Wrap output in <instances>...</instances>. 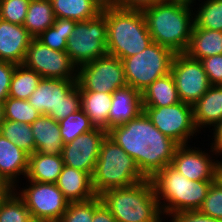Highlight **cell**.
<instances>
[{
    "instance_id": "9a60e30c",
    "label": "cell",
    "mask_w": 222,
    "mask_h": 222,
    "mask_svg": "<svg viewBox=\"0 0 222 222\" xmlns=\"http://www.w3.org/2000/svg\"><path fill=\"white\" fill-rule=\"evenodd\" d=\"M107 132L94 128L81 134L70 143L64 144L62 159L64 165L93 175L99 157L100 147Z\"/></svg>"
},
{
    "instance_id": "1f68e13d",
    "label": "cell",
    "mask_w": 222,
    "mask_h": 222,
    "mask_svg": "<svg viewBox=\"0 0 222 222\" xmlns=\"http://www.w3.org/2000/svg\"><path fill=\"white\" fill-rule=\"evenodd\" d=\"M193 28L222 31V0L203 2L201 8L194 13Z\"/></svg>"
},
{
    "instance_id": "cb8c5ba5",
    "label": "cell",
    "mask_w": 222,
    "mask_h": 222,
    "mask_svg": "<svg viewBox=\"0 0 222 222\" xmlns=\"http://www.w3.org/2000/svg\"><path fill=\"white\" fill-rule=\"evenodd\" d=\"M184 53L196 60L222 54V31L193 28Z\"/></svg>"
},
{
    "instance_id": "4316f807",
    "label": "cell",
    "mask_w": 222,
    "mask_h": 222,
    "mask_svg": "<svg viewBox=\"0 0 222 222\" xmlns=\"http://www.w3.org/2000/svg\"><path fill=\"white\" fill-rule=\"evenodd\" d=\"M56 18L77 22L96 18L103 9L98 0H50Z\"/></svg>"
},
{
    "instance_id": "f6af8a7d",
    "label": "cell",
    "mask_w": 222,
    "mask_h": 222,
    "mask_svg": "<svg viewBox=\"0 0 222 222\" xmlns=\"http://www.w3.org/2000/svg\"><path fill=\"white\" fill-rule=\"evenodd\" d=\"M214 182L217 183L220 187H222V161L219 160H217L215 166Z\"/></svg>"
},
{
    "instance_id": "5bb4252c",
    "label": "cell",
    "mask_w": 222,
    "mask_h": 222,
    "mask_svg": "<svg viewBox=\"0 0 222 222\" xmlns=\"http://www.w3.org/2000/svg\"><path fill=\"white\" fill-rule=\"evenodd\" d=\"M170 72L180 101L192 106L211 86L201 61L192 59L185 53H175Z\"/></svg>"
},
{
    "instance_id": "c3c4849f",
    "label": "cell",
    "mask_w": 222,
    "mask_h": 222,
    "mask_svg": "<svg viewBox=\"0 0 222 222\" xmlns=\"http://www.w3.org/2000/svg\"><path fill=\"white\" fill-rule=\"evenodd\" d=\"M28 222H51V221H48V220H45V219H39V218H33L31 217Z\"/></svg>"
},
{
    "instance_id": "ab89813d",
    "label": "cell",
    "mask_w": 222,
    "mask_h": 222,
    "mask_svg": "<svg viewBox=\"0 0 222 222\" xmlns=\"http://www.w3.org/2000/svg\"><path fill=\"white\" fill-rule=\"evenodd\" d=\"M15 64L0 61V102L9 97L11 78L14 73Z\"/></svg>"
},
{
    "instance_id": "b9f144b4",
    "label": "cell",
    "mask_w": 222,
    "mask_h": 222,
    "mask_svg": "<svg viewBox=\"0 0 222 222\" xmlns=\"http://www.w3.org/2000/svg\"><path fill=\"white\" fill-rule=\"evenodd\" d=\"M92 222H116L110 210L102 202L100 196H95V212Z\"/></svg>"
},
{
    "instance_id": "4fadbf2b",
    "label": "cell",
    "mask_w": 222,
    "mask_h": 222,
    "mask_svg": "<svg viewBox=\"0 0 222 222\" xmlns=\"http://www.w3.org/2000/svg\"><path fill=\"white\" fill-rule=\"evenodd\" d=\"M28 182H30L28 188L16 193L27 206L31 217L58 222L66 211L69 201L57 184L29 180Z\"/></svg>"
},
{
    "instance_id": "3957f363",
    "label": "cell",
    "mask_w": 222,
    "mask_h": 222,
    "mask_svg": "<svg viewBox=\"0 0 222 222\" xmlns=\"http://www.w3.org/2000/svg\"><path fill=\"white\" fill-rule=\"evenodd\" d=\"M107 22V53L123 60L147 48L152 42L142 11L110 4L101 12Z\"/></svg>"
},
{
    "instance_id": "9c48e42d",
    "label": "cell",
    "mask_w": 222,
    "mask_h": 222,
    "mask_svg": "<svg viewBox=\"0 0 222 222\" xmlns=\"http://www.w3.org/2000/svg\"><path fill=\"white\" fill-rule=\"evenodd\" d=\"M107 22L100 13L96 18L76 22L67 40L66 53L77 66L107 55Z\"/></svg>"
},
{
    "instance_id": "7dc6e473",
    "label": "cell",
    "mask_w": 222,
    "mask_h": 222,
    "mask_svg": "<svg viewBox=\"0 0 222 222\" xmlns=\"http://www.w3.org/2000/svg\"><path fill=\"white\" fill-rule=\"evenodd\" d=\"M4 120H5V118H4V107H3V103L0 102V128H1V125H2Z\"/></svg>"
},
{
    "instance_id": "7a4b0ae2",
    "label": "cell",
    "mask_w": 222,
    "mask_h": 222,
    "mask_svg": "<svg viewBox=\"0 0 222 222\" xmlns=\"http://www.w3.org/2000/svg\"><path fill=\"white\" fill-rule=\"evenodd\" d=\"M191 4L184 0H164L144 9L142 12L153 42L174 53H184L194 26Z\"/></svg>"
},
{
    "instance_id": "816d5d0a",
    "label": "cell",
    "mask_w": 222,
    "mask_h": 222,
    "mask_svg": "<svg viewBox=\"0 0 222 222\" xmlns=\"http://www.w3.org/2000/svg\"><path fill=\"white\" fill-rule=\"evenodd\" d=\"M184 1L191 2L192 4L195 3L194 0H184ZM195 1H196V0H195Z\"/></svg>"
},
{
    "instance_id": "d4e9b609",
    "label": "cell",
    "mask_w": 222,
    "mask_h": 222,
    "mask_svg": "<svg viewBox=\"0 0 222 222\" xmlns=\"http://www.w3.org/2000/svg\"><path fill=\"white\" fill-rule=\"evenodd\" d=\"M112 104V93L81 91V109L90 118L94 128L108 132V115Z\"/></svg>"
},
{
    "instance_id": "7402d4cb",
    "label": "cell",
    "mask_w": 222,
    "mask_h": 222,
    "mask_svg": "<svg viewBox=\"0 0 222 222\" xmlns=\"http://www.w3.org/2000/svg\"><path fill=\"white\" fill-rule=\"evenodd\" d=\"M36 152L61 154L64 147L59 122L47 115H41L31 124Z\"/></svg>"
},
{
    "instance_id": "836d02e7",
    "label": "cell",
    "mask_w": 222,
    "mask_h": 222,
    "mask_svg": "<svg viewBox=\"0 0 222 222\" xmlns=\"http://www.w3.org/2000/svg\"><path fill=\"white\" fill-rule=\"evenodd\" d=\"M5 120L32 124L41 116L28 100L7 97L3 102Z\"/></svg>"
},
{
    "instance_id": "6da1fadb",
    "label": "cell",
    "mask_w": 222,
    "mask_h": 222,
    "mask_svg": "<svg viewBox=\"0 0 222 222\" xmlns=\"http://www.w3.org/2000/svg\"><path fill=\"white\" fill-rule=\"evenodd\" d=\"M107 136L133 158L141 174L149 179L171 165L179 146L162 134L144 111L129 122L111 127Z\"/></svg>"
},
{
    "instance_id": "ac0fdd59",
    "label": "cell",
    "mask_w": 222,
    "mask_h": 222,
    "mask_svg": "<svg viewBox=\"0 0 222 222\" xmlns=\"http://www.w3.org/2000/svg\"><path fill=\"white\" fill-rule=\"evenodd\" d=\"M143 111L141 93L131 86H125L112 93V104L108 115V126L129 122Z\"/></svg>"
},
{
    "instance_id": "7c38bea8",
    "label": "cell",
    "mask_w": 222,
    "mask_h": 222,
    "mask_svg": "<svg viewBox=\"0 0 222 222\" xmlns=\"http://www.w3.org/2000/svg\"><path fill=\"white\" fill-rule=\"evenodd\" d=\"M22 65L43 78L77 79V66L66 51L51 49L36 38L29 43Z\"/></svg>"
},
{
    "instance_id": "f546056e",
    "label": "cell",
    "mask_w": 222,
    "mask_h": 222,
    "mask_svg": "<svg viewBox=\"0 0 222 222\" xmlns=\"http://www.w3.org/2000/svg\"><path fill=\"white\" fill-rule=\"evenodd\" d=\"M75 20L56 18L53 26L42 32L36 39L43 45L58 51H66L67 40L76 25Z\"/></svg>"
},
{
    "instance_id": "277c9868",
    "label": "cell",
    "mask_w": 222,
    "mask_h": 222,
    "mask_svg": "<svg viewBox=\"0 0 222 222\" xmlns=\"http://www.w3.org/2000/svg\"><path fill=\"white\" fill-rule=\"evenodd\" d=\"M151 181L162 215L166 214L170 218L176 213L198 210L214 182L189 180L171 165L158 171ZM160 200H164V204Z\"/></svg>"
},
{
    "instance_id": "603a6c76",
    "label": "cell",
    "mask_w": 222,
    "mask_h": 222,
    "mask_svg": "<svg viewBox=\"0 0 222 222\" xmlns=\"http://www.w3.org/2000/svg\"><path fill=\"white\" fill-rule=\"evenodd\" d=\"M63 167L61 154H42L35 151L29 155L26 179L41 183H56Z\"/></svg>"
},
{
    "instance_id": "ffe728a7",
    "label": "cell",
    "mask_w": 222,
    "mask_h": 222,
    "mask_svg": "<svg viewBox=\"0 0 222 222\" xmlns=\"http://www.w3.org/2000/svg\"><path fill=\"white\" fill-rule=\"evenodd\" d=\"M56 184L69 202L86 201L96 196L92 186V176L66 165Z\"/></svg>"
},
{
    "instance_id": "8992f818",
    "label": "cell",
    "mask_w": 222,
    "mask_h": 222,
    "mask_svg": "<svg viewBox=\"0 0 222 222\" xmlns=\"http://www.w3.org/2000/svg\"><path fill=\"white\" fill-rule=\"evenodd\" d=\"M144 179L146 178L138 170L133 158L106 136L92 175V186L96 196L110 189L135 185Z\"/></svg>"
},
{
    "instance_id": "f1b7e54d",
    "label": "cell",
    "mask_w": 222,
    "mask_h": 222,
    "mask_svg": "<svg viewBox=\"0 0 222 222\" xmlns=\"http://www.w3.org/2000/svg\"><path fill=\"white\" fill-rule=\"evenodd\" d=\"M42 76L36 71L21 65H16L11 78L9 97L28 100L36 90Z\"/></svg>"
},
{
    "instance_id": "484cf974",
    "label": "cell",
    "mask_w": 222,
    "mask_h": 222,
    "mask_svg": "<svg viewBox=\"0 0 222 222\" xmlns=\"http://www.w3.org/2000/svg\"><path fill=\"white\" fill-rule=\"evenodd\" d=\"M142 107H165L180 102L173 76L168 73L156 79L141 93Z\"/></svg>"
},
{
    "instance_id": "4dcf8cb0",
    "label": "cell",
    "mask_w": 222,
    "mask_h": 222,
    "mask_svg": "<svg viewBox=\"0 0 222 222\" xmlns=\"http://www.w3.org/2000/svg\"><path fill=\"white\" fill-rule=\"evenodd\" d=\"M0 133L29 155L36 151L31 124L4 120Z\"/></svg>"
},
{
    "instance_id": "e575fe53",
    "label": "cell",
    "mask_w": 222,
    "mask_h": 222,
    "mask_svg": "<svg viewBox=\"0 0 222 222\" xmlns=\"http://www.w3.org/2000/svg\"><path fill=\"white\" fill-rule=\"evenodd\" d=\"M59 126L63 144L70 143L81 134L94 129L90 118L82 109L59 121Z\"/></svg>"
},
{
    "instance_id": "8d00e7d4",
    "label": "cell",
    "mask_w": 222,
    "mask_h": 222,
    "mask_svg": "<svg viewBox=\"0 0 222 222\" xmlns=\"http://www.w3.org/2000/svg\"><path fill=\"white\" fill-rule=\"evenodd\" d=\"M31 0H0V19L23 25Z\"/></svg>"
},
{
    "instance_id": "44dd1931",
    "label": "cell",
    "mask_w": 222,
    "mask_h": 222,
    "mask_svg": "<svg viewBox=\"0 0 222 222\" xmlns=\"http://www.w3.org/2000/svg\"><path fill=\"white\" fill-rule=\"evenodd\" d=\"M222 120V86L211 85L207 92L193 105V121L197 130L215 127Z\"/></svg>"
},
{
    "instance_id": "f907efd6",
    "label": "cell",
    "mask_w": 222,
    "mask_h": 222,
    "mask_svg": "<svg viewBox=\"0 0 222 222\" xmlns=\"http://www.w3.org/2000/svg\"><path fill=\"white\" fill-rule=\"evenodd\" d=\"M118 0H109V5L110 4H115Z\"/></svg>"
},
{
    "instance_id": "681fc988",
    "label": "cell",
    "mask_w": 222,
    "mask_h": 222,
    "mask_svg": "<svg viewBox=\"0 0 222 222\" xmlns=\"http://www.w3.org/2000/svg\"><path fill=\"white\" fill-rule=\"evenodd\" d=\"M103 6L109 5V0H98Z\"/></svg>"
},
{
    "instance_id": "5b68a950",
    "label": "cell",
    "mask_w": 222,
    "mask_h": 222,
    "mask_svg": "<svg viewBox=\"0 0 222 222\" xmlns=\"http://www.w3.org/2000/svg\"><path fill=\"white\" fill-rule=\"evenodd\" d=\"M100 197L116 222H162V212L149 178L132 186L107 190Z\"/></svg>"
},
{
    "instance_id": "2e32d148",
    "label": "cell",
    "mask_w": 222,
    "mask_h": 222,
    "mask_svg": "<svg viewBox=\"0 0 222 222\" xmlns=\"http://www.w3.org/2000/svg\"><path fill=\"white\" fill-rule=\"evenodd\" d=\"M194 148L179 145L171 166L192 181L214 180L217 161L212 160L208 153Z\"/></svg>"
},
{
    "instance_id": "d6a6232c",
    "label": "cell",
    "mask_w": 222,
    "mask_h": 222,
    "mask_svg": "<svg viewBox=\"0 0 222 222\" xmlns=\"http://www.w3.org/2000/svg\"><path fill=\"white\" fill-rule=\"evenodd\" d=\"M12 189L0 201V222H28L31 214L23 200Z\"/></svg>"
},
{
    "instance_id": "d590c367",
    "label": "cell",
    "mask_w": 222,
    "mask_h": 222,
    "mask_svg": "<svg viewBox=\"0 0 222 222\" xmlns=\"http://www.w3.org/2000/svg\"><path fill=\"white\" fill-rule=\"evenodd\" d=\"M95 212V197L86 201L69 202L58 222H92Z\"/></svg>"
},
{
    "instance_id": "e0dca14e",
    "label": "cell",
    "mask_w": 222,
    "mask_h": 222,
    "mask_svg": "<svg viewBox=\"0 0 222 222\" xmlns=\"http://www.w3.org/2000/svg\"><path fill=\"white\" fill-rule=\"evenodd\" d=\"M32 39L23 25L0 19V61L21 65Z\"/></svg>"
},
{
    "instance_id": "ba28073f",
    "label": "cell",
    "mask_w": 222,
    "mask_h": 222,
    "mask_svg": "<svg viewBox=\"0 0 222 222\" xmlns=\"http://www.w3.org/2000/svg\"><path fill=\"white\" fill-rule=\"evenodd\" d=\"M174 55L168 47L152 42L140 53L124 58L127 85L142 93L156 79L170 73Z\"/></svg>"
},
{
    "instance_id": "ee69618b",
    "label": "cell",
    "mask_w": 222,
    "mask_h": 222,
    "mask_svg": "<svg viewBox=\"0 0 222 222\" xmlns=\"http://www.w3.org/2000/svg\"><path fill=\"white\" fill-rule=\"evenodd\" d=\"M215 130V131H214ZM214 142L212 143L211 149H213L210 152H213L214 154H222V120L214 127ZM221 153V154H220Z\"/></svg>"
},
{
    "instance_id": "7bdbcfd3",
    "label": "cell",
    "mask_w": 222,
    "mask_h": 222,
    "mask_svg": "<svg viewBox=\"0 0 222 222\" xmlns=\"http://www.w3.org/2000/svg\"><path fill=\"white\" fill-rule=\"evenodd\" d=\"M164 0H118L115 4L121 8L143 11Z\"/></svg>"
},
{
    "instance_id": "74e56055",
    "label": "cell",
    "mask_w": 222,
    "mask_h": 222,
    "mask_svg": "<svg viewBox=\"0 0 222 222\" xmlns=\"http://www.w3.org/2000/svg\"><path fill=\"white\" fill-rule=\"evenodd\" d=\"M198 211L204 215L222 221V187L213 182Z\"/></svg>"
},
{
    "instance_id": "f35d334b",
    "label": "cell",
    "mask_w": 222,
    "mask_h": 222,
    "mask_svg": "<svg viewBox=\"0 0 222 222\" xmlns=\"http://www.w3.org/2000/svg\"><path fill=\"white\" fill-rule=\"evenodd\" d=\"M208 76L210 85L222 86V54L200 60Z\"/></svg>"
},
{
    "instance_id": "d6986e66",
    "label": "cell",
    "mask_w": 222,
    "mask_h": 222,
    "mask_svg": "<svg viewBox=\"0 0 222 222\" xmlns=\"http://www.w3.org/2000/svg\"><path fill=\"white\" fill-rule=\"evenodd\" d=\"M28 162L29 154L0 133V177L13 189L16 188L18 176L26 177Z\"/></svg>"
},
{
    "instance_id": "bcb514c9",
    "label": "cell",
    "mask_w": 222,
    "mask_h": 222,
    "mask_svg": "<svg viewBox=\"0 0 222 222\" xmlns=\"http://www.w3.org/2000/svg\"><path fill=\"white\" fill-rule=\"evenodd\" d=\"M13 188L5 182L1 177H0V201L9 193L11 192Z\"/></svg>"
},
{
    "instance_id": "30bf717a",
    "label": "cell",
    "mask_w": 222,
    "mask_h": 222,
    "mask_svg": "<svg viewBox=\"0 0 222 222\" xmlns=\"http://www.w3.org/2000/svg\"><path fill=\"white\" fill-rule=\"evenodd\" d=\"M76 83L81 91L113 93L127 86L121 59L105 55L77 67Z\"/></svg>"
},
{
    "instance_id": "8fae6325",
    "label": "cell",
    "mask_w": 222,
    "mask_h": 222,
    "mask_svg": "<svg viewBox=\"0 0 222 222\" xmlns=\"http://www.w3.org/2000/svg\"><path fill=\"white\" fill-rule=\"evenodd\" d=\"M153 125L178 145H188L197 128L193 121V106L180 101L165 107H143Z\"/></svg>"
},
{
    "instance_id": "60d3db41",
    "label": "cell",
    "mask_w": 222,
    "mask_h": 222,
    "mask_svg": "<svg viewBox=\"0 0 222 222\" xmlns=\"http://www.w3.org/2000/svg\"><path fill=\"white\" fill-rule=\"evenodd\" d=\"M171 222H222L196 211H183L171 216Z\"/></svg>"
},
{
    "instance_id": "83f0119b",
    "label": "cell",
    "mask_w": 222,
    "mask_h": 222,
    "mask_svg": "<svg viewBox=\"0 0 222 222\" xmlns=\"http://www.w3.org/2000/svg\"><path fill=\"white\" fill-rule=\"evenodd\" d=\"M55 19L50 0H31L23 26L33 38H36L53 26Z\"/></svg>"
},
{
    "instance_id": "52a82bcc",
    "label": "cell",
    "mask_w": 222,
    "mask_h": 222,
    "mask_svg": "<svg viewBox=\"0 0 222 222\" xmlns=\"http://www.w3.org/2000/svg\"><path fill=\"white\" fill-rule=\"evenodd\" d=\"M76 80L42 78L28 103L41 115L59 122L81 109V89Z\"/></svg>"
}]
</instances>
